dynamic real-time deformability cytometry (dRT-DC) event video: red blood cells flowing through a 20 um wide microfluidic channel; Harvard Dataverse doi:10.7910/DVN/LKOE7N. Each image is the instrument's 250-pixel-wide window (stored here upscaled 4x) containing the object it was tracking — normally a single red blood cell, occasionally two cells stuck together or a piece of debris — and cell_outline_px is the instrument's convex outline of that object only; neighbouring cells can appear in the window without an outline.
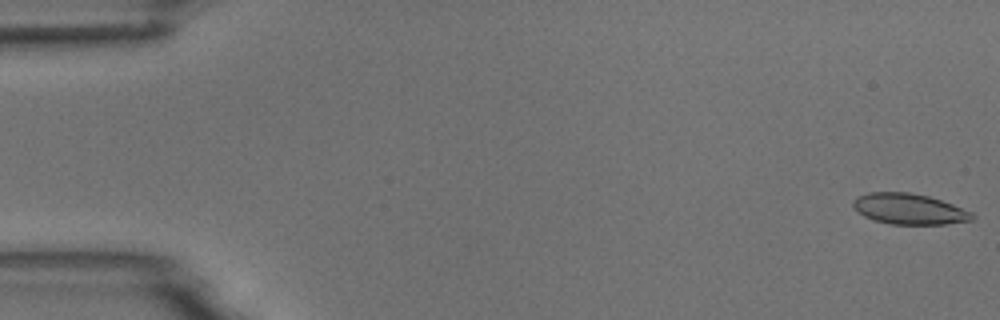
{"species": "common noctule bat (a hibernating species)", "species_latin": "Nyctalus noctula", "temperature_condition": "room temperature", "stored_images_in_passage": 6, "camera_frame_rate_fps": 3000, "um_per_image_px": 0.085, "animal": {"sex": "male", "body_mass_g": 18.8}, "frame": {"image": 1, "passage_image": 1, "time_ms": 0.0, "image_size_px": [1000, 320], "cell_outline_px": [[976, 216], [972, 220], [944, 224], [892, 224], [872, 220], [864, 216], [852, 204], [852, 200], [868, 192], [908, 192], [928, 196], [952, 204], [972, 212]], "centroid_in_image_um": [77.29, 17.76], "position_along_channel_um": 7.7, "area_um2": 21.15}}
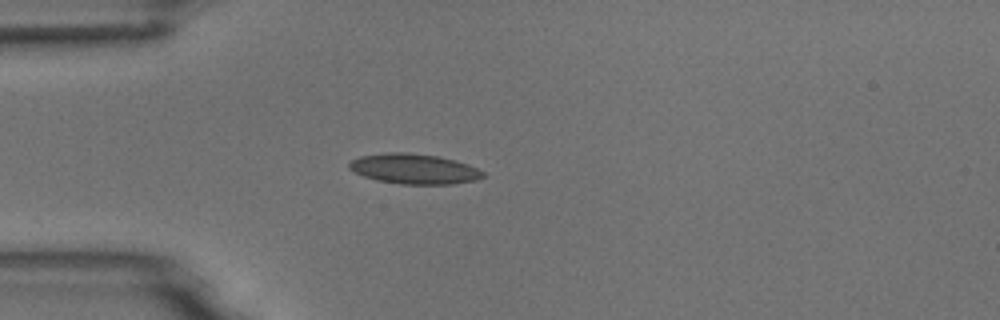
{"frame": {"image": 2, "passage_image": 5, "time_ms": 4.667, "image_size_px": [1000, 320], "cell_outline_px": [[484, 176], [476, 180], [452, 184], [400, 184], [376, 180], [364, 176], [348, 168], [348, 164], [352, 160], [360, 156], [388, 152], [408, 152], [440, 156], [456, 160], [468, 164], [484, 172]], "centroid_in_image_um": [35.21, 14.35], "position_along_channel_um": 49.8, "area_um2": 23.58}}